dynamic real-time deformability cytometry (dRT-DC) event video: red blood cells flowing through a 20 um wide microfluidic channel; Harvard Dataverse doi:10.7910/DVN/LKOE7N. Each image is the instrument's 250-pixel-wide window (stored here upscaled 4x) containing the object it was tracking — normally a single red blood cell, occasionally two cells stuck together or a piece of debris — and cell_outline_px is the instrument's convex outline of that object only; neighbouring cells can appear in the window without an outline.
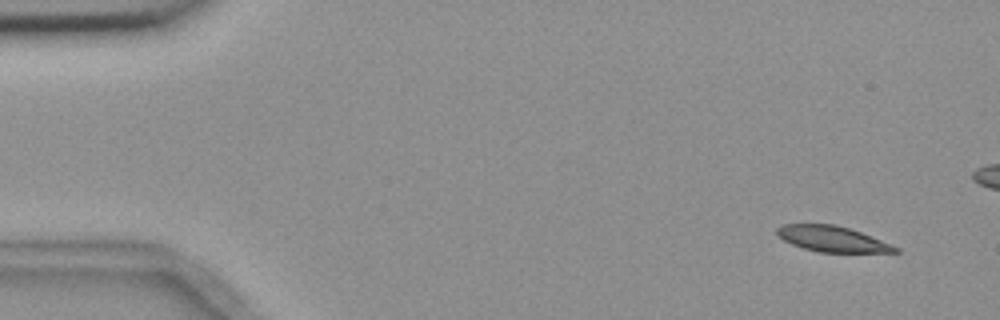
{"species": "common noctule bat (a hibernating species)", "species_latin": "Nyctalus noctula", "temperature_condition": "room temperature", "stored_images_in_passage": 4, "camera_frame_rate_fps": 3000, "um_per_image_px": 0.085, "animal": {"sex": "female", "body_mass_g": 18.4}, "frame": {"image": 1, "passage_image": 1, "time_ms": 0.0, "image_size_px": [1000, 320], "cell_outline_px": [[900, 252], [820, 252], [804, 248], [792, 244], [784, 240], [776, 232], [776, 228], [780, 224], [836, 224], [872, 236], [892, 244], [900, 248]], "centroid_in_image_um": [70.76, 20.3], "position_along_channel_um": 14.2, "area_um2": 17.63}}